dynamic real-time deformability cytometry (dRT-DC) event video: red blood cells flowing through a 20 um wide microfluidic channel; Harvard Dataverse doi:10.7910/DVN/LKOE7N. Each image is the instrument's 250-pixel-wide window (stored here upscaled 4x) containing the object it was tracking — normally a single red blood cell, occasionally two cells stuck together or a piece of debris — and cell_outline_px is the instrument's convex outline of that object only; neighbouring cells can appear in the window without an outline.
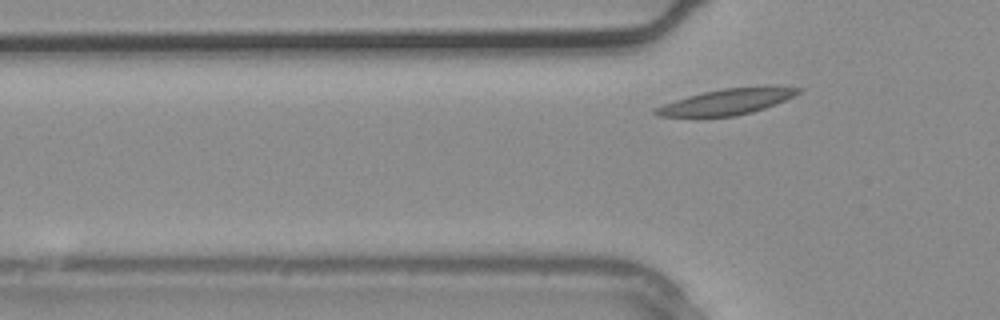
{"species": "common noctule bat (a hibernating species)", "species_latin": "Nyctalus noctula", "temperature_condition": "warm", "stored_images_in_passage": 4, "camera_frame_rate_fps": 3000, "um_per_image_px": 0.085, "animal": {"sex": "male", "body_mass_g": 20.4}, "frame": {"image": 1, "passage_image": 4, "time_ms": 1.0, "image_size_px": [1000, 320], "cell_outline_px": [[804, 88], [800, 92], [776, 104], [752, 112], [736, 116], [660, 116], [652, 112], [652, 108], [688, 96], [704, 92], [724, 88]], "centroid_in_image_um": [61.68, 8.68], "position_along_channel_um": 64.1, "area_um2": 20.52}}